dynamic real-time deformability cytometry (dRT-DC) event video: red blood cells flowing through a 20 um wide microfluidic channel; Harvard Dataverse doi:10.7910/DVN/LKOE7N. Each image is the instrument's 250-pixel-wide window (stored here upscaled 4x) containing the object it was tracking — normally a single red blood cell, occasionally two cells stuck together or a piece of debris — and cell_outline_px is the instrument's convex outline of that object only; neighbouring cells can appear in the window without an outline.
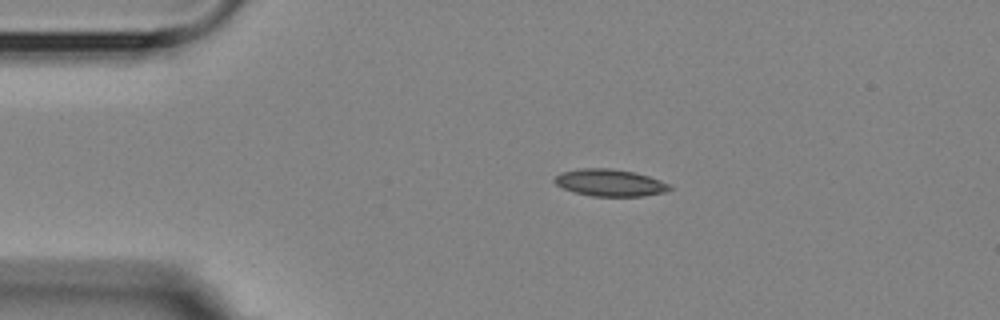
{"species": "Egyptian fruit bat (a non-hibernating species)", "species_latin": "Rousettus aegyptiacus", "temperature_condition": "room temperature", "stored_images_in_passage": 7, "camera_frame_rate_fps": 3000, "um_per_image_px": 0.085, "animal": {"sex": "female"}, "frame": {"image": 1, "passage_image": 2, "time_ms": 1.333, "image_size_px": [1000, 320], "cell_outline_px": [[672, 188], [668, 192], [644, 196], [592, 196], [576, 192], [564, 188], [556, 184], [552, 180], [560, 172], [580, 168], [608, 168], [632, 172], [648, 176], [660, 180], [668, 184]], "centroid_in_image_um": [51.84, 15.53], "position_along_channel_um": 33.2, "area_um2": 18.03}}
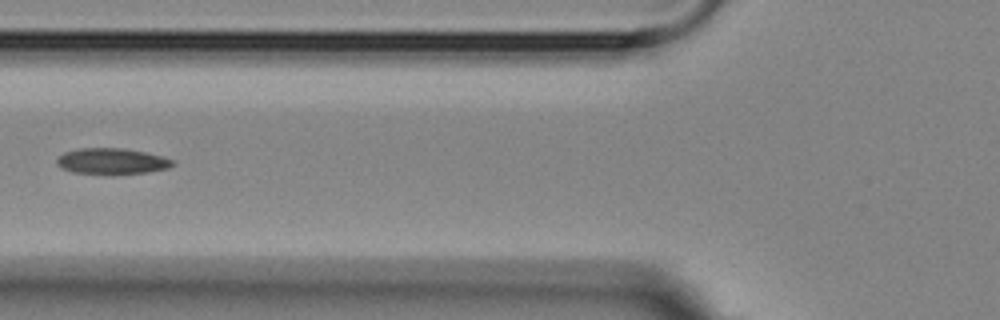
{"frame": {"image": 2, "passage_image": 5, "time_ms": 4.667, "image_size_px": [1000, 320], "cell_outline_px": [[176, 164], [168, 168], [148, 172], [72, 172], [56, 164], [56, 160], [64, 152], [80, 148], [124, 148], [164, 156], [176, 160]], "centroid_in_image_um": [9.57, 13.66], "position_along_channel_um": 116.2, "area_um2": 16.99}}
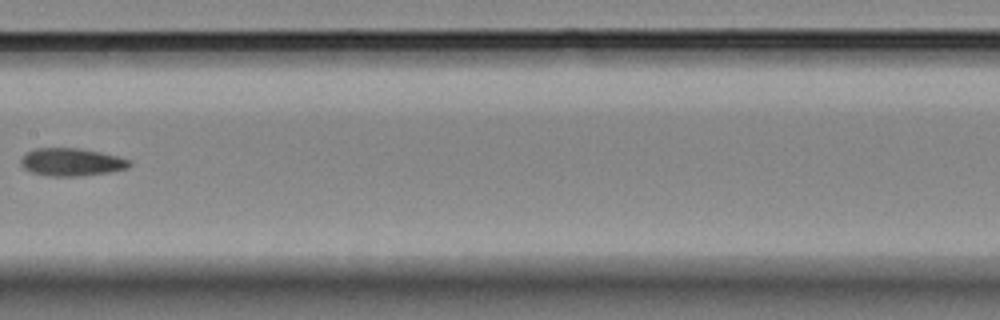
{"frame": {"image": 3, "passage_image": 7, "time_ms": 7.0, "image_size_px": [1000, 320], "cell_outline_px": [[132, 164], [128, 168], [108, 172], [80, 176], [52, 176], [32, 172], [24, 168], [20, 164], [20, 160], [28, 152], [36, 148], [76, 148], [100, 152], [116, 156], [128, 160]], "centroid_in_image_um": [6.07, 13.78], "position_along_channel_um": 201.3, "area_um2": 17.28}}